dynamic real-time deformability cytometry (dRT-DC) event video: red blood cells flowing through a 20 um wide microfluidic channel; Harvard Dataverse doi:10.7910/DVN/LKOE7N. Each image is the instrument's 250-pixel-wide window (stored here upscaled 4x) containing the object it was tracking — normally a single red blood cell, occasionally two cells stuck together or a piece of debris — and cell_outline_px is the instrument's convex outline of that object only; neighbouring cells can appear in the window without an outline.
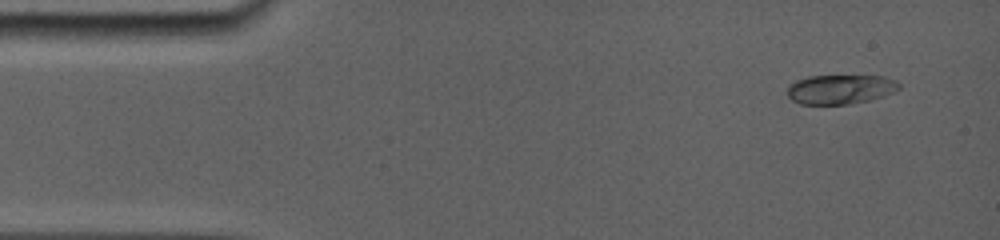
{"species": "common noctule bat (a hibernating species)", "species_latin": "Nyctalus noctula", "temperature_condition": "room temperature", "stored_images_in_passage": 41, "camera_frame_rate_fps": 5000, "um_per_image_px": 0.085, "animal": {"sex": "female", "body_mass_g": 19.0, "forearm_length_mm": 56.7}, "frame": {"image": 1, "passage_image": 1, "time_ms": 0.0, "image_size_px": [1000, 240], "cell_outline_px": [[900, 88], [884, 96], [868, 100], [848, 104], [800, 104], [792, 100], [788, 96], [788, 84], [796, 80], [808, 76], [884, 76], [896, 80], [900, 84]], "centroid_in_image_um": [71.42, 7.58], "position_along_channel_um": 13.6, "area_um2": 19.13}}
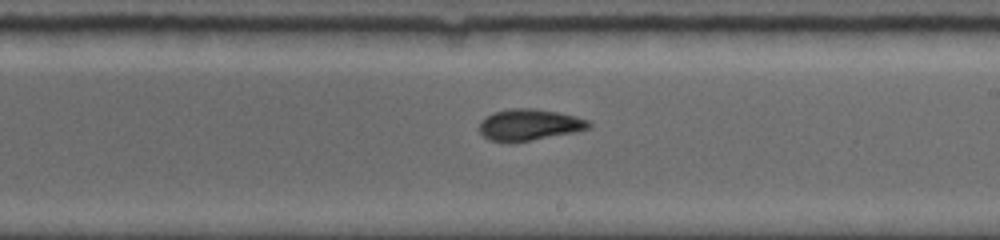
{"frame": {"image": 2, "passage_image": 23, "time_ms": 8.4, "image_size_px": [1000, 240], "cell_outline_px": [[592, 124], [588, 128], [576, 132], [528, 140], [488, 140], [480, 132], [480, 120], [492, 112], [512, 108], [532, 108], [556, 112], [576, 116], [588, 120]], "centroid_in_image_um": [44.99, 10.57], "position_along_channel_um": 244.0, "area_um2": 19.54}}
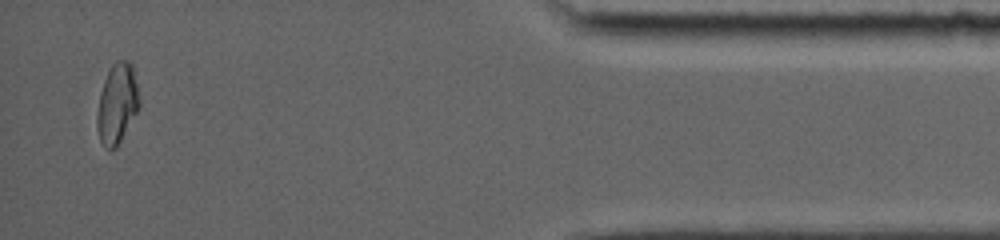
{"frame": {"image": 3, "passage_image": 40, "time_ms": 14.4, "image_size_px": [1000, 240], "cell_outline_px": [[140, 108], [116, 148], [104, 148], [100, 140], [96, 124], [96, 116], [100, 92], [104, 80], [112, 64], [116, 60], [128, 60], [132, 64], [140, 100]], "centroid_in_image_um": [9.96, 8.81], "position_along_channel_um": 425.2, "area_um2": 19.83}}